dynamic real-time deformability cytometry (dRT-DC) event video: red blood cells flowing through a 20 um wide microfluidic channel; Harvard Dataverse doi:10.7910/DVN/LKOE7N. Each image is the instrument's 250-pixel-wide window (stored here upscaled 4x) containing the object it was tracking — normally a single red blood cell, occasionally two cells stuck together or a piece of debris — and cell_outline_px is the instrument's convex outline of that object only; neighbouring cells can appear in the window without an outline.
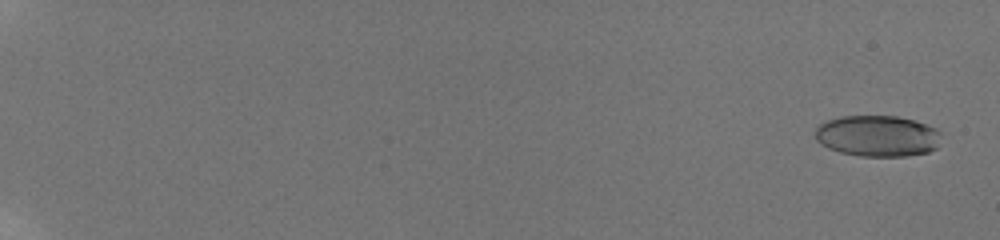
{"species": "human", "species_latin": "Homo sapiens", "temperature_condition": "room temperature", "stored_images_in_passage": 33, "camera_frame_rate_fps": 3000, "um_per_image_px": 0.085, "donor": {"sex": "male"}, "frame": {"image": 1, "passage_image": 3, "time_ms": 0.667, "image_size_px": [1000, 240], "cell_outline_px": [[940, 132], [936, 148], [928, 152], [908, 156], [860, 156], [840, 152], [828, 148], [820, 144], [816, 140], [816, 128], [820, 124], [828, 120], [840, 116], [896, 116], [916, 120], [936, 128]], "centroid_in_image_um": [74.58, 11.55], "position_along_channel_um": 10.4, "area_um2": 30.29}}
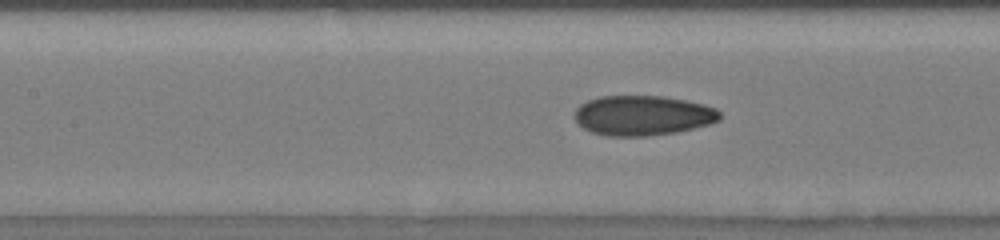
{"frame": {"image": 2, "passage_image": 17, "time_ms": 10.667, "image_size_px": [1000, 240], "cell_outline_px": [[720, 120], [712, 124], [676, 132], [648, 136], [608, 136], [592, 132], [584, 128], [572, 116], [576, 108], [580, 104], [588, 100], [600, 96], [664, 96], [704, 104], [716, 108], [720, 112]], "centroid_in_image_um": [54.64, 9.81], "position_along_channel_um": 152.8, "area_um2": 33.99}}
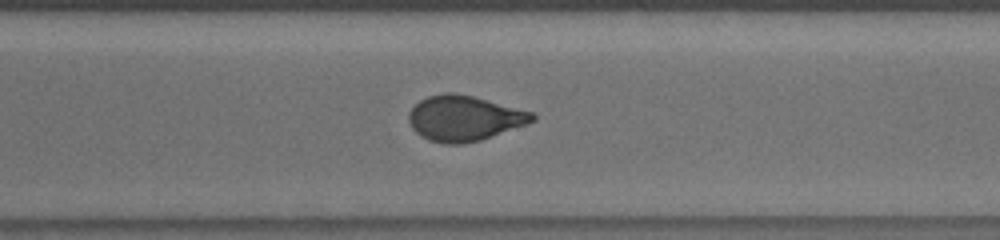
{"frame": {"image": 3, "passage_image": 28, "time_ms": 15.333, "image_size_px": [1000, 240], "cell_outline_px": [[536, 120], [528, 124], [480, 140], [460, 144], [444, 144], [428, 140], [420, 136], [412, 128], [408, 120], [408, 112], [420, 100], [428, 96], [444, 92], [452, 92], [472, 96], [532, 112], [536, 116]], "centroid_in_image_um": [39.44, 10.06], "position_along_channel_um": 331.2, "area_um2": 32.6}, "authors_computed_cell_mechanics": {"area_um2": 32.4258, "velocity_mm_per_s": 3.8325, "shape_relaxation_time_tau1_ms": null, "shape_relaxation_time_tau2_ms": 1.1648, "deformation_change_tau1": null, "deformation_change_tau2": 0.0626}}